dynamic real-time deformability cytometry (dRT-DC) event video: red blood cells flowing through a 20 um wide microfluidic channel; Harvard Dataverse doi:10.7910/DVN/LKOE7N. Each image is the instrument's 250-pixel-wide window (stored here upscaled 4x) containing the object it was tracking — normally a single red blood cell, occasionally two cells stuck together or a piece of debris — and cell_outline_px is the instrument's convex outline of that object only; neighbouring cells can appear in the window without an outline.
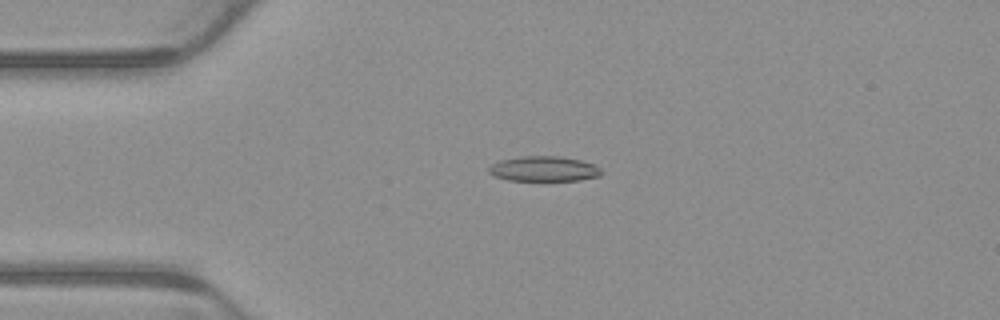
{"species": "common noctule bat (a hibernating species)", "species_latin": "Nyctalus noctula", "temperature_condition": "warm", "stored_images_in_passage": 5, "camera_frame_rate_fps": 3000, "um_per_image_px": 0.085, "animal": {"sex": "male", "body_mass_g": 23.1, "forearm_length_mm": 52.7}, "frame": {"image": 1, "passage_image": 4, "time_ms": 1.0, "image_size_px": [1000, 320], "cell_outline_px": [[604, 172], [600, 176], [580, 180], [508, 180], [492, 176], [488, 172], [488, 168], [492, 164], [500, 160], [520, 156], [560, 156], [580, 160], [592, 164], [600, 168]], "centroid_in_image_um": [46.21, 14.35], "position_along_channel_um": 38.8, "area_um2": 16.53}}